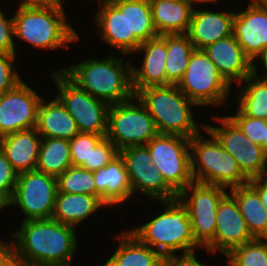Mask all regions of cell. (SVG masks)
I'll list each match as a JSON object with an SVG mask.
<instances>
[{
  "instance_id": "obj_1",
  "label": "cell",
  "mask_w": 267,
  "mask_h": 266,
  "mask_svg": "<svg viewBox=\"0 0 267 266\" xmlns=\"http://www.w3.org/2000/svg\"><path fill=\"white\" fill-rule=\"evenodd\" d=\"M75 227L53 219L22 221L9 243L29 266H71L77 251Z\"/></svg>"
},
{
  "instance_id": "obj_2",
  "label": "cell",
  "mask_w": 267,
  "mask_h": 266,
  "mask_svg": "<svg viewBox=\"0 0 267 266\" xmlns=\"http://www.w3.org/2000/svg\"><path fill=\"white\" fill-rule=\"evenodd\" d=\"M131 68L129 59L124 63V58L110 54L102 60L87 57L59 70L78 88L113 105L134 97Z\"/></svg>"
},
{
  "instance_id": "obj_3",
  "label": "cell",
  "mask_w": 267,
  "mask_h": 266,
  "mask_svg": "<svg viewBox=\"0 0 267 266\" xmlns=\"http://www.w3.org/2000/svg\"><path fill=\"white\" fill-rule=\"evenodd\" d=\"M13 14L14 37L31 44L37 49L69 47L80 36L66 22V12L63 5H18Z\"/></svg>"
},
{
  "instance_id": "obj_4",
  "label": "cell",
  "mask_w": 267,
  "mask_h": 266,
  "mask_svg": "<svg viewBox=\"0 0 267 266\" xmlns=\"http://www.w3.org/2000/svg\"><path fill=\"white\" fill-rule=\"evenodd\" d=\"M165 206L161 214L141 226L130 230L142 243L148 245L162 256L197 252L202 248L192 233V226L187 208L177 197L171 200H160Z\"/></svg>"
},
{
  "instance_id": "obj_5",
  "label": "cell",
  "mask_w": 267,
  "mask_h": 266,
  "mask_svg": "<svg viewBox=\"0 0 267 266\" xmlns=\"http://www.w3.org/2000/svg\"><path fill=\"white\" fill-rule=\"evenodd\" d=\"M134 95L151 115L160 134L191 138L205 129L203 123L196 124L198 121L191 112L192 107L198 106L176 84L147 87Z\"/></svg>"
},
{
  "instance_id": "obj_6",
  "label": "cell",
  "mask_w": 267,
  "mask_h": 266,
  "mask_svg": "<svg viewBox=\"0 0 267 266\" xmlns=\"http://www.w3.org/2000/svg\"><path fill=\"white\" fill-rule=\"evenodd\" d=\"M208 137L198 133L190 138L191 173L194 182L222 186L226 189L249 183L237 161L206 129Z\"/></svg>"
},
{
  "instance_id": "obj_7",
  "label": "cell",
  "mask_w": 267,
  "mask_h": 266,
  "mask_svg": "<svg viewBox=\"0 0 267 266\" xmlns=\"http://www.w3.org/2000/svg\"><path fill=\"white\" fill-rule=\"evenodd\" d=\"M177 87L197 106H218L227 102L231 85L203 50L195 49Z\"/></svg>"
},
{
  "instance_id": "obj_8",
  "label": "cell",
  "mask_w": 267,
  "mask_h": 266,
  "mask_svg": "<svg viewBox=\"0 0 267 266\" xmlns=\"http://www.w3.org/2000/svg\"><path fill=\"white\" fill-rule=\"evenodd\" d=\"M157 134L153 118L135 95L110 105L105 137L119 151L130 146L146 145Z\"/></svg>"
},
{
  "instance_id": "obj_9",
  "label": "cell",
  "mask_w": 267,
  "mask_h": 266,
  "mask_svg": "<svg viewBox=\"0 0 267 266\" xmlns=\"http://www.w3.org/2000/svg\"><path fill=\"white\" fill-rule=\"evenodd\" d=\"M151 163L158 167L165 182L177 193L193 183L190 138L158 133L146 144Z\"/></svg>"
},
{
  "instance_id": "obj_10",
  "label": "cell",
  "mask_w": 267,
  "mask_h": 266,
  "mask_svg": "<svg viewBox=\"0 0 267 266\" xmlns=\"http://www.w3.org/2000/svg\"><path fill=\"white\" fill-rule=\"evenodd\" d=\"M57 98L75 120L79 132L106 135L110 105L78 88L59 69L52 71Z\"/></svg>"
},
{
  "instance_id": "obj_11",
  "label": "cell",
  "mask_w": 267,
  "mask_h": 266,
  "mask_svg": "<svg viewBox=\"0 0 267 266\" xmlns=\"http://www.w3.org/2000/svg\"><path fill=\"white\" fill-rule=\"evenodd\" d=\"M227 190L222 186L193 182L178 194L187 208L195 241L204 249L214 240L217 206Z\"/></svg>"
},
{
  "instance_id": "obj_12",
  "label": "cell",
  "mask_w": 267,
  "mask_h": 266,
  "mask_svg": "<svg viewBox=\"0 0 267 266\" xmlns=\"http://www.w3.org/2000/svg\"><path fill=\"white\" fill-rule=\"evenodd\" d=\"M58 193L57 177L38 170L18 174L9 206L18 205L26 220L51 219Z\"/></svg>"
},
{
  "instance_id": "obj_13",
  "label": "cell",
  "mask_w": 267,
  "mask_h": 266,
  "mask_svg": "<svg viewBox=\"0 0 267 266\" xmlns=\"http://www.w3.org/2000/svg\"><path fill=\"white\" fill-rule=\"evenodd\" d=\"M124 160L133 194L137 191L148 199L171 200L178 194L165 182L158 167L151 163L146 145L130 146L119 151Z\"/></svg>"
},
{
  "instance_id": "obj_14",
  "label": "cell",
  "mask_w": 267,
  "mask_h": 266,
  "mask_svg": "<svg viewBox=\"0 0 267 266\" xmlns=\"http://www.w3.org/2000/svg\"><path fill=\"white\" fill-rule=\"evenodd\" d=\"M28 83L0 94V137L20 130L36 128L42 96Z\"/></svg>"
},
{
  "instance_id": "obj_15",
  "label": "cell",
  "mask_w": 267,
  "mask_h": 266,
  "mask_svg": "<svg viewBox=\"0 0 267 266\" xmlns=\"http://www.w3.org/2000/svg\"><path fill=\"white\" fill-rule=\"evenodd\" d=\"M253 239L239 211L237 201L227 193L217 206L215 237L206 247L207 253L220 251L226 256Z\"/></svg>"
},
{
  "instance_id": "obj_16",
  "label": "cell",
  "mask_w": 267,
  "mask_h": 266,
  "mask_svg": "<svg viewBox=\"0 0 267 266\" xmlns=\"http://www.w3.org/2000/svg\"><path fill=\"white\" fill-rule=\"evenodd\" d=\"M250 1L246 9L235 11L232 34L253 61L267 46V7L261 0Z\"/></svg>"
},
{
  "instance_id": "obj_17",
  "label": "cell",
  "mask_w": 267,
  "mask_h": 266,
  "mask_svg": "<svg viewBox=\"0 0 267 266\" xmlns=\"http://www.w3.org/2000/svg\"><path fill=\"white\" fill-rule=\"evenodd\" d=\"M141 52V53H140ZM144 55L140 68L132 65V88L134 94L144 88L166 85V34L158 35L140 44L134 51Z\"/></svg>"
},
{
  "instance_id": "obj_18",
  "label": "cell",
  "mask_w": 267,
  "mask_h": 266,
  "mask_svg": "<svg viewBox=\"0 0 267 266\" xmlns=\"http://www.w3.org/2000/svg\"><path fill=\"white\" fill-rule=\"evenodd\" d=\"M202 50L231 86L234 82L242 83L252 73V61L244 54L233 34Z\"/></svg>"
},
{
  "instance_id": "obj_19",
  "label": "cell",
  "mask_w": 267,
  "mask_h": 266,
  "mask_svg": "<svg viewBox=\"0 0 267 266\" xmlns=\"http://www.w3.org/2000/svg\"><path fill=\"white\" fill-rule=\"evenodd\" d=\"M234 10L208 11L193 9L187 32L195 49L202 50L219 39L232 35Z\"/></svg>"
},
{
  "instance_id": "obj_20",
  "label": "cell",
  "mask_w": 267,
  "mask_h": 266,
  "mask_svg": "<svg viewBox=\"0 0 267 266\" xmlns=\"http://www.w3.org/2000/svg\"><path fill=\"white\" fill-rule=\"evenodd\" d=\"M96 196L108 207L123 204L133 196L124 160L119 154L105 167L93 172Z\"/></svg>"
},
{
  "instance_id": "obj_21",
  "label": "cell",
  "mask_w": 267,
  "mask_h": 266,
  "mask_svg": "<svg viewBox=\"0 0 267 266\" xmlns=\"http://www.w3.org/2000/svg\"><path fill=\"white\" fill-rule=\"evenodd\" d=\"M41 138L36 128L0 137V149L18 174L36 170Z\"/></svg>"
},
{
  "instance_id": "obj_22",
  "label": "cell",
  "mask_w": 267,
  "mask_h": 266,
  "mask_svg": "<svg viewBox=\"0 0 267 266\" xmlns=\"http://www.w3.org/2000/svg\"><path fill=\"white\" fill-rule=\"evenodd\" d=\"M98 3L102 5L94 17L98 36L122 52V56L127 55L126 0H98Z\"/></svg>"
},
{
  "instance_id": "obj_23",
  "label": "cell",
  "mask_w": 267,
  "mask_h": 266,
  "mask_svg": "<svg viewBox=\"0 0 267 266\" xmlns=\"http://www.w3.org/2000/svg\"><path fill=\"white\" fill-rule=\"evenodd\" d=\"M44 100H41L38 108L37 132L41 137L70 141L79 133L75 120L57 97L47 103Z\"/></svg>"
},
{
  "instance_id": "obj_24",
  "label": "cell",
  "mask_w": 267,
  "mask_h": 266,
  "mask_svg": "<svg viewBox=\"0 0 267 266\" xmlns=\"http://www.w3.org/2000/svg\"><path fill=\"white\" fill-rule=\"evenodd\" d=\"M158 35L187 34L194 7L188 0H149Z\"/></svg>"
},
{
  "instance_id": "obj_25",
  "label": "cell",
  "mask_w": 267,
  "mask_h": 266,
  "mask_svg": "<svg viewBox=\"0 0 267 266\" xmlns=\"http://www.w3.org/2000/svg\"><path fill=\"white\" fill-rule=\"evenodd\" d=\"M101 207L106 205L97 196L58 192L51 219L76 228Z\"/></svg>"
},
{
  "instance_id": "obj_26",
  "label": "cell",
  "mask_w": 267,
  "mask_h": 266,
  "mask_svg": "<svg viewBox=\"0 0 267 266\" xmlns=\"http://www.w3.org/2000/svg\"><path fill=\"white\" fill-rule=\"evenodd\" d=\"M229 190L228 192L237 201L251 236L267 239V209L262 204L258 191L250 183Z\"/></svg>"
},
{
  "instance_id": "obj_27",
  "label": "cell",
  "mask_w": 267,
  "mask_h": 266,
  "mask_svg": "<svg viewBox=\"0 0 267 266\" xmlns=\"http://www.w3.org/2000/svg\"><path fill=\"white\" fill-rule=\"evenodd\" d=\"M119 244L106 260L109 266H160L163 256L142 243L130 231L117 235Z\"/></svg>"
},
{
  "instance_id": "obj_28",
  "label": "cell",
  "mask_w": 267,
  "mask_h": 266,
  "mask_svg": "<svg viewBox=\"0 0 267 266\" xmlns=\"http://www.w3.org/2000/svg\"><path fill=\"white\" fill-rule=\"evenodd\" d=\"M127 55L141 43L158 36L149 0H126Z\"/></svg>"
},
{
  "instance_id": "obj_29",
  "label": "cell",
  "mask_w": 267,
  "mask_h": 266,
  "mask_svg": "<svg viewBox=\"0 0 267 266\" xmlns=\"http://www.w3.org/2000/svg\"><path fill=\"white\" fill-rule=\"evenodd\" d=\"M238 86L237 108L245 116L267 120V79L251 73Z\"/></svg>"
},
{
  "instance_id": "obj_30",
  "label": "cell",
  "mask_w": 267,
  "mask_h": 266,
  "mask_svg": "<svg viewBox=\"0 0 267 266\" xmlns=\"http://www.w3.org/2000/svg\"><path fill=\"white\" fill-rule=\"evenodd\" d=\"M166 48V85H177L187 69L195 48L187 34H166Z\"/></svg>"
},
{
  "instance_id": "obj_31",
  "label": "cell",
  "mask_w": 267,
  "mask_h": 266,
  "mask_svg": "<svg viewBox=\"0 0 267 266\" xmlns=\"http://www.w3.org/2000/svg\"><path fill=\"white\" fill-rule=\"evenodd\" d=\"M71 164L68 140L42 137L36 170L58 177Z\"/></svg>"
},
{
  "instance_id": "obj_32",
  "label": "cell",
  "mask_w": 267,
  "mask_h": 266,
  "mask_svg": "<svg viewBox=\"0 0 267 266\" xmlns=\"http://www.w3.org/2000/svg\"><path fill=\"white\" fill-rule=\"evenodd\" d=\"M222 127L205 125V129L210 132L221 144V146L237 161L242 170V153L247 145L248 137L242 130L228 117L213 116Z\"/></svg>"
},
{
  "instance_id": "obj_33",
  "label": "cell",
  "mask_w": 267,
  "mask_h": 266,
  "mask_svg": "<svg viewBox=\"0 0 267 266\" xmlns=\"http://www.w3.org/2000/svg\"><path fill=\"white\" fill-rule=\"evenodd\" d=\"M59 193L90 194L96 196V185L92 171L80 166H70L57 177Z\"/></svg>"
},
{
  "instance_id": "obj_34",
  "label": "cell",
  "mask_w": 267,
  "mask_h": 266,
  "mask_svg": "<svg viewBox=\"0 0 267 266\" xmlns=\"http://www.w3.org/2000/svg\"><path fill=\"white\" fill-rule=\"evenodd\" d=\"M226 257L229 266H267V239L254 238Z\"/></svg>"
},
{
  "instance_id": "obj_35",
  "label": "cell",
  "mask_w": 267,
  "mask_h": 266,
  "mask_svg": "<svg viewBox=\"0 0 267 266\" xmlns=\"http://www.w3.org/2000/svg\"><path fill=\"white\" fill-rule=\"evenodd\" d=\"M106 135L79 132L70 141L72 166H80L90 171L91 151L105 138Z\"/></svg>"
},
{
  "instance_id": "obj_36",
  "label": "cell",
  "mask_w": 267,
  "mask_h": 266,
  "mask_svg": "<svg viewBox=\"0 0 267 266\" xmlns=\"http://www.w3.org/2000/svg\"><path fill=\"white\" fill-rule=\"evenodd\" d=\"M266 161L267 155L262 149V146L248 140L242 153V172L249 179L260 177L263 173Z\"/></svg>"
},
{
  "instance_id": "obj_37",
  "label": "cell",
  "mask_w": 267,
  "mask_h": 266,
  "mask_svg": "<svg viewBox=\"0 0 267 266\" xmlns=\"http://www.w3.org/2000/svg\"><path fill=\"white\" fill-rule=\"evenodd\" d=\"M228 117L242 130L248 140L260 146L263 144L267 120L245 116L238 108L235 115Z\"/></svg>"
},
{
  "instance_id": "obj_38",
  "label": "cell",
  "mask_w": 267,
  "mask_h": 266,
  "mask_svg": "<svg viewBox=\"0 0 267 266\" xmlns=\"http://www.w3.org/2000/svg\"><path fill=\"white\" fill-rule=\"evenodd\" d=\"M16 58V54L0 53V94L14 89L23 81L14 69Z\"/></svg>"
},
{
  "instance_id": "obj_39",
  "label": "cell",
  "mask_w": 267,
  "mask_h": 266,
  "mask_svg": "<svg viewBox=\"0 0 267 266\" xmlns=\"http://www.w3.org/2000/svg\"><path fill=\"white\" fill-rule=\"evenodd\" d=\"M119 155V150L114 143L106 137L91 151L90 171L94 172L105 167Z\"/></svg>"
},
{
  "instance_id": "obj_40",
  "label": "cell",
  "mask_w": 267,
  "mask_h": 266,
  "mask_svg": "<svg viewBox=\"0 0 267 266\" xmlns=\"http://www.w3.org/2000/svg\"><path fill=\"white\" fill-rule=\"evenodd\" d=\"M17 178L18 173L0 149V194L8 202H10L14 194Z\"/></svg>"
},
{
  "instance_id": "obj_41",
  "label": "cell",
  "mask_w": 267,
  "mask_h": 266,
  "mask_svg": "<svg viewBox=\"0 0 267 266\" xmlns=\"http://www.w3.org/2000/svg\"><path fill=\"white\" fill-rule=\"evenodd\" d=\"M0 8V53L15 54L13 17L6 18Z\"/></svg>"
},
{
  "instance_id": "obj_42",
  "label": "cell",
  "mask_w": 267,
  "mask_h": 266,
  "mask_svg": "<svg viewBox=\"0 0 267 266\" xmlns=\"http://www.w3.org/2000/svg\"><path fill=\"white\" fill-rule=\"evenodd\" d=\"M0 266L29 265L10 244L0 240Z\"/></svg>"
},
{
  "instance_id": "obj_43",
  "label": "cell",
  "mask_w": 267,
  "mask_h": 266,
  "mask_svg": "<svg viewBox=\"0 0 267 266\" xmlns=\"http://www.w3.org/2000/svg\"><path fill=\"white\" fill-rule=\"evenodd\" d=\"M160 266H209L205 265L198 260L195 256V252L177 255L163 256Z\"/></svg>"
},
{
  "instance_id": "obj_44",
  "label": "cell",
  "mask_w": 267,
  "mask_h": 266,
  "mask_svg": "<svg viewBox=\"0 0 267 266\" xmlns=\"http://www.w3.org/2000/svg\"><path fill=\"white\" fill-rule=\"evenodd\" d=\"M249 183L258 191L262 204L267 209V181H264L261 177H255L250 179Z\"/></svg>"
},
{
  "instance_id": "obj_45",
  "label": "cell",
  "mask_w": 267,
  "mask_h": 266,
  "mask_svg": "<svg viewBox=\"0 0 267 266\" xmlns=\"http://www.w3.org/2000/svg\"><path fill=\"white\" fill-rule=\"evenodd\" d=\"M258 59L261 60L260 62L261 64H263V67L265 68V70L263 71H266L267 73V46L264 47L262 51L258 54V56L252 61V73L254 75H257L259 71L256 65V60L258 61ZM259 77L267 79V74H263L262 76Z\"/></svg>"
},
{
  "instance_id": "obj_46",
  "label": "cell",
  "mask_w": 267,
  "mask_h": 266,
  "mask_svg": "<svg viewBox=\"0 0 267 266\" xmlns=\"http://www.w3.org/2000/svg\"><path fill=\"white\" fill-rule=\"evenodd\" d=\"M63 0H22L19 2L20 5H34V4H45V5H62Z\"/></svg>"
},
{
  "instance_id": "obj_47",
  "label": "cell",
  "mask_w": 267,
  "mask_h": 266,
  "mask_svg": "<svg viewBox=\"0 0 267 266\" xmlns=\"http://www.w3.org/2000/svg\"><path fill=\"white\" fill-rule=\"evenodd\" d=\"M191 4H192V6H194L195 4H193V3H207V4H209V3H218V1L217 0H188Z\"/></svg>"
},
{
  "instance_id": "obj_48",
  "label": "cell",
  "mask_w": 267,
  "mask_h": 266,
  "mask_svg": "<svg viewBox=\"0 0 267 266\" xmlns=\"http://www.w3.org/2000/svg\"><path fill=\"white\" fill-rule=\"evenodd\" d=\"M9 206V202L0 194V210H4V207L7 208Z\"/></svg>"
},
{
  "instance_id": "obj_49",
  "label": "cell",
  "mask_w": 267,
  "mask_h": 266,
  "mask_svg": "<svg viewBox=\"0 0 267 266\" xmlns=\"http://www.w3.org/2000/svg\"><path fill=\"white\" fill-rule=\"evenodd\" d=\"M262 149L264 150L265 154L267 155V125H265V139L263 144L261 145Z\"/></svg>"
},
{
  "instance_id": "obj_50",
  "label": "cell",
  "mask_w": 267,
  "mask_h": 266,
  "mask_svg": "<svg viewBox=\"0 0 267 266\" xmlns=\"http://www.w3.org/2000/svg\"><path fill=\"white\" fill-rule=\"evenodd\" d=\"M264 181H267V161H266V164L264 166V170H263V173L262 175L260 176Z\"/></svg>"
},
{
  "instance_id": "obj_51",
  "label": "cell",
  "mask_w": 267,
  "mask_h": 266,
  "mask_svg": "<svg viewBox=\"0 0 267 266\" xmlns=\"http://www.w3.org/2000/svg\"><path fill=\"white\" fill-rule=\"evenodd\" d=\"M263 4L267 7V0H261Z\"/></svg>"
},
{
  "instance_id": "obj_52",
  "label": "cell",
  "mask_w": 267,
  "mask_h": 266,
  "mask_svg": "<svg viewBox=\"0 0 267 266\" xmlns=\"http://www.w3.org/2000/svg\"><path fill=\"white\" fill-rule=\"evenodd\" d=\"M165 1L173 2V1H183V0H165Z\"/></svg>"
}]
</instances>
